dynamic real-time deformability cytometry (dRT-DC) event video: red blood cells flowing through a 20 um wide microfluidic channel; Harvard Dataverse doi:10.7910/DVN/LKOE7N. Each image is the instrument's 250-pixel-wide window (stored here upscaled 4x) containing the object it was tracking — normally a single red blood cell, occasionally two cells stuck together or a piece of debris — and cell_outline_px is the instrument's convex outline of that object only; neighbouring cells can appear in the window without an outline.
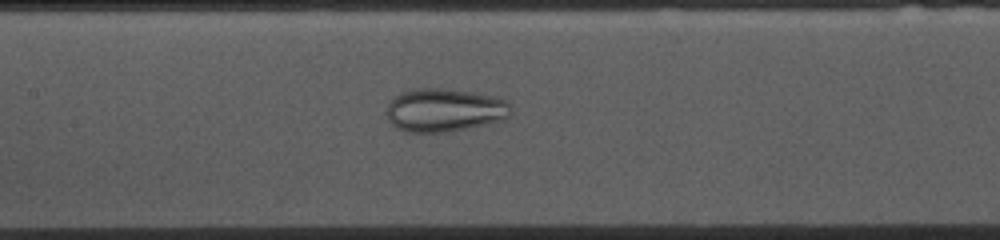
{"species": "common noctule bat (a hibernating species)", "species_latin": "Nyctalus noctula", "temperature_condition": "cold", "stored_images_in_passage": 53, "camera_frame_rate_fps": 3000, "um_per_image_px": 0.085, "animal": {"sex": "female", "body_mass_g": 10.0, "forearm_length_mm": 53.1}, "frame": {"image": 1, "passage_image": 23, "time_ms": 7.333, "image_size_px": [1000, 240], "cell_outline_px": [[508, 116], [504, 120], [488, 124], [448, 132], [404, 132], [396, 128], [388, 120], [388, 104], [400, 92], [416, 88], [440, 88], [472, 92], [496, 96], [508, 100]], "centroid_in_image_um": [37.77, 9.36], "position_along_channel_um": 169.6, "area_um2": 31.39}}
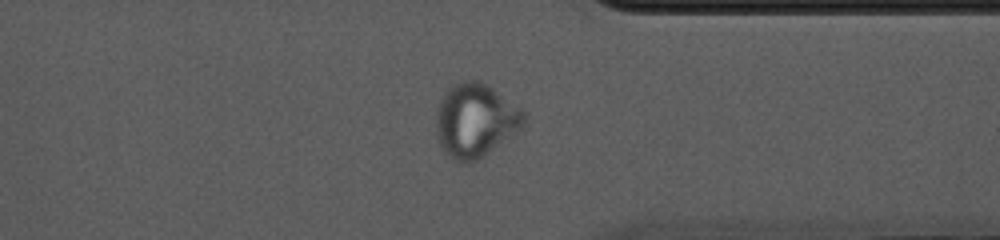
{"frame": {"image": 2, "passage_image": 40, "time_ms": 13.0, "image_size_px": [1000, 240], "cell_outline_px": [[528, 112], [524, 124], [520, 128], [476, 160], [468, 164], [456, 164], [444, 152], [436, 136], [436, 112], [440, 100], [444, 92], [452, 84], [460, 80], [480, 80]], "centroid_in_image_um": [40.37, 10.22], "position_along_channel_um": 371.0, "area_um2": 37.92}}
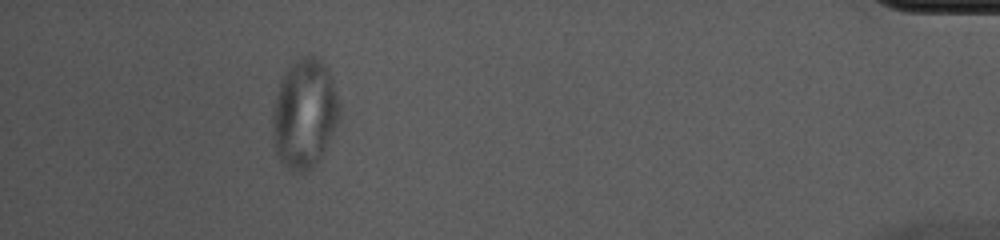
{"frame": {"image": 3, "passage_image": 48, "time_ms": 15.667, "image_size_px": [1000, 240], "cell_outline_px": [[340, 112], [336, 124], [324, 152], [320, 160], [312, 168], [304, 172], [292, 168], [284, 164], [280, 160], [276, 152], [272, 132], [272, 108], [280, 80], [284, 72], [300, 56], [316, 56], [328, 68], [340, 104]], "centroid_in_image_um": [25.87, 9.63], "position_along_channel_um": 409.3, "area_um2": 42.48}}